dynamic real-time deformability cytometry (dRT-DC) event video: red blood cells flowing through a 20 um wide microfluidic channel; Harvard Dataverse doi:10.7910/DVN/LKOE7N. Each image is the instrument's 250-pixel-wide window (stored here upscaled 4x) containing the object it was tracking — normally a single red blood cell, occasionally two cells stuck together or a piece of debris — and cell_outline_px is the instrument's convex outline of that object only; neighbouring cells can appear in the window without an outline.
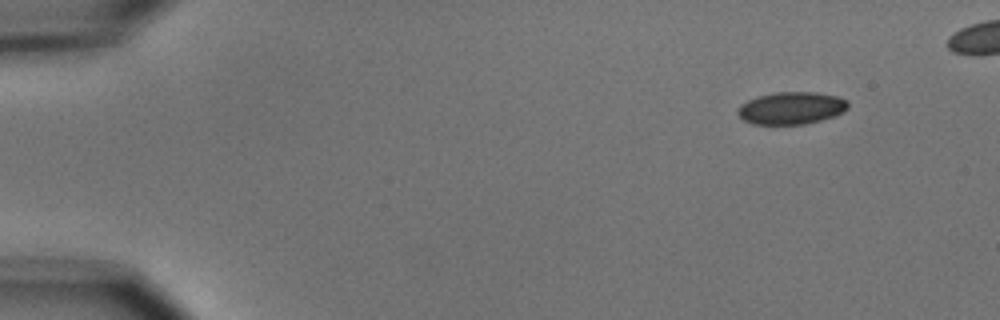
{"species": "common noctule bat (a hibernating species)", "species_latin": "Nyctalus noctula", "temperature_condition": "cold", "stored_images_in_passage": 5, "camera_frame_rate_fps": 3000, "um_per_image_px": 0.085, "animal": {"sex": "male", "body_mass_g": 15.6}, "frame": {"image": 1, "passage_image": 1, "time_ms": 0.0, "image_size_px": [1000, 320], "cell_outline_px": [[848, 108], [836, 116], [804, 124], [752, 124], [744, 120], [736, 112], [740, 104], [756, 96], [776, 92], [816, 92], [836, 96], [848, 100]], "centroid_in_image_um": [67.26, 9.18], "position_along_channel_um": 17.7, "area_um2": 20.87}}